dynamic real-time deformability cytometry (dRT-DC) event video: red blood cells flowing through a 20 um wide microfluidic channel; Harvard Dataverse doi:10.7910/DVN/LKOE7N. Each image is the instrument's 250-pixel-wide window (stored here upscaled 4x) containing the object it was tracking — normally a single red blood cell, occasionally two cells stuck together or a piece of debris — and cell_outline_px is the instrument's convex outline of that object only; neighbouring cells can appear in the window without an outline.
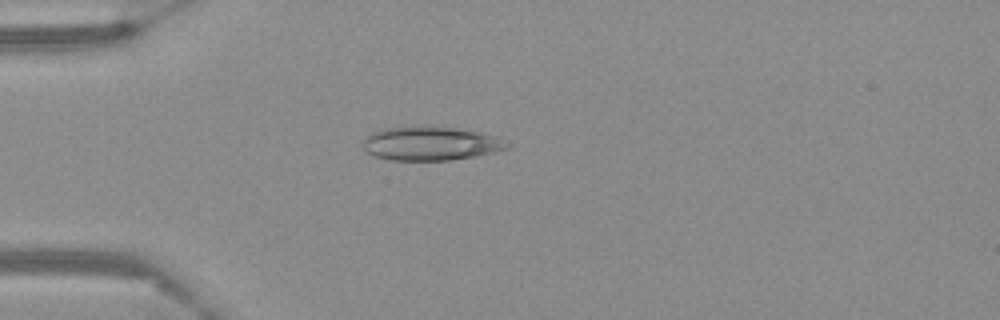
{"species": "Egyptian fruit bat (a non-hibernating species)", "species_latin": "Rousettus aegyptiacus", "temperature_condition": "warm", "stored_images_in_passage": 44, "camera_frame_rate_fps": 3000, "um_per_image_px": 0.085, "frame": {"image": 1, "passage_image": 3, "time_ms": 0.667, "image_size_px": [1000, 320], "cell_outline_px": [[512, 144], [508, 148], [476, 156], [452, 160], [392, 160], [376, 156], [368, 152], [360, 144], [360, 140], [372, 132], [388, 128], [412, 124], [424, 124], [456, 128], [496, 136]], "centroid_in_image_um": [36.56, 12.17], "position_along_channel_um": 48.4, "area_um2": 28.96}}
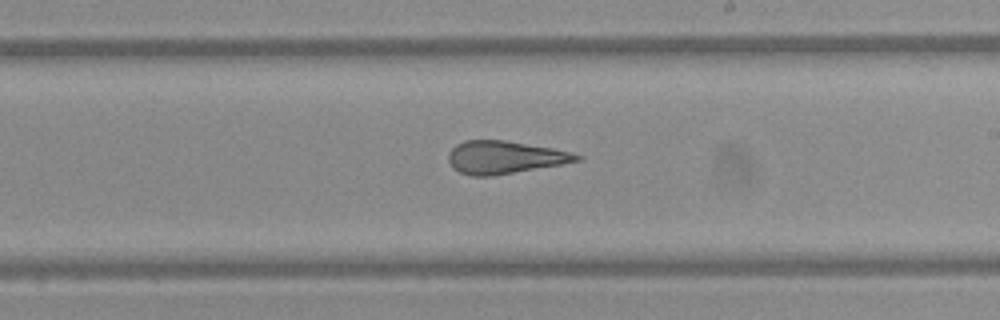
{"frame": {"image": 2, "passage_image": 21, "time_ms": 6.667, "image_size_px": [1000, 320], "cell_outline_px": [[584, 160], [492, 176], [472, 176], [460, 172], [452, 168], [448, 160], [448, 152], [456, 144], [464, 140], [504, 140], [552, 148], [572, 152], [584, 156]], "centroid_in_image_um": [42.89, 13.37], "position_along_channel_um": 246.1, "area_um2": 24.57}}
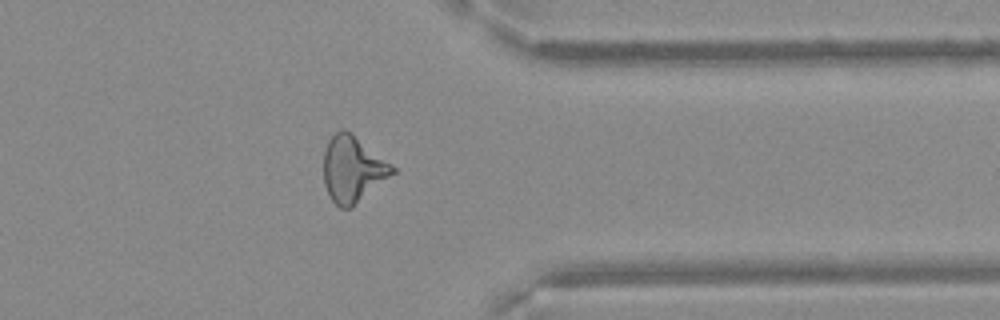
{"frame": {"image": 3, "passage_image": 33, "time_ms": 10.667, "image_size_px": [1000, 320], "cell_outline_px": [[396, 172], [352, 208], [340, 208], [332, 200], [324, 184], [324, 152], [328, 140], [340, 128], [344, 128], [352, 132], [392, 164], [396, 168]], "centroid_in_image_um": [30.0, 14.36], "position_along_channel_um": 381.4, "area_um2": 26.7}}